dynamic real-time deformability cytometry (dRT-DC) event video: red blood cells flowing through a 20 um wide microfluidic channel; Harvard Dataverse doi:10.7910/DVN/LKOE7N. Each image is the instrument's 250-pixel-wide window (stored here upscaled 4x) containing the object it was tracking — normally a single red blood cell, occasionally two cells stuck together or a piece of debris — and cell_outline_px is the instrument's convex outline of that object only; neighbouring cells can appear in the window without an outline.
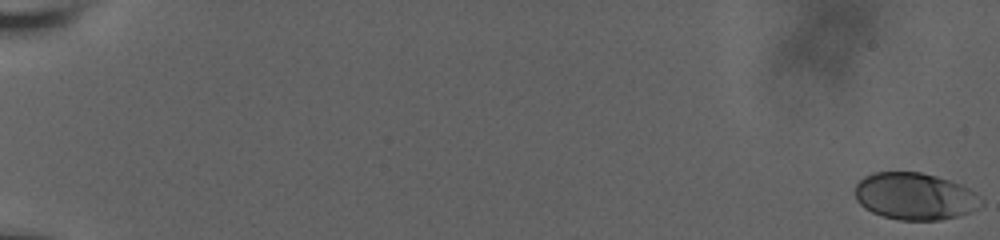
{"species": "human", "species_latin": "Homo sapiens", "temperature_condition": "room temperature", "stored_images_in_passage": 56, "camera_frame_rate_fps": 3000, "um_per_image_px": 0.085, "donor": {"sex": "male"}, "frame": {"image": 1, "passage_image": 1, "time_ms": 0.0, "image_size_px": [1000, 240], "cell_outline_px": [[984, 204], [968, 212], [956, 216], [940, 220], [900, 220], [884, 216], [872, 212], [864, 208], [856, 200], [856, 184], [864, 176], [872, 172], [920, 172], [936, 176], [960, 184], [976, 192], [984, 200]], "centroid_in_image_um": [77.77, 16.68], "position_along_channel_um": 7.2, "area_um2": 34.56}}
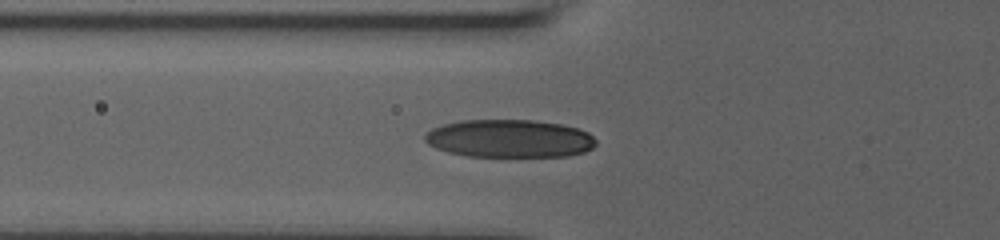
{"frame": {"image": 2, "passage_image": 31, "time_ms": 8.333, "image_size_px": [1000, 240], "cell_outline_px": [[596, 144], [592, 148], [584, 152], [568, 156], [468, 156], [448, 152], [436, 148], [428, 144], [424, 140], [424, 136], [432, 128], [444, 124], [460, 120], [532, 120], [560, 124], [580, 128], [588, 132], [596, 140]], "centroid_in_image_um": [43.31, 11.77], "position_along_channel_um": 82.5, "area_um2": 37.86}}
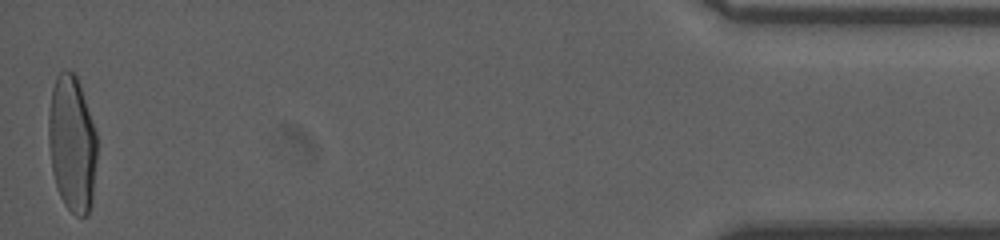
{"frame": {"image": 3, "passage_image": 56, "time_ms": 20.0, "image_size_px": [1000, 240], "cell_outline_px": [[96, 160], [92, 200], [88, 216], [76, 216], [64, 204], [56, 188], [52, 172], [48, 144], [48, 116], [52, 88], [56, 76], [60, 72], [76, 72], [96, 132]], "centroid_in_image_um": [6.11, 12.23], "position_along_channel_um": 429.1, "area_um2": 38.73}, "authors_computed_cell_mechanics": {"area_um2": 35.9227, "velocity_mm_per_s": 3.6556, "shape_relaxation_time_tau1_ms": 4.5951, "shape_relaxation_time_tau2_ms": null, "deformation_change_tau1": 0.2147, "deformation_change_tau2": null}}